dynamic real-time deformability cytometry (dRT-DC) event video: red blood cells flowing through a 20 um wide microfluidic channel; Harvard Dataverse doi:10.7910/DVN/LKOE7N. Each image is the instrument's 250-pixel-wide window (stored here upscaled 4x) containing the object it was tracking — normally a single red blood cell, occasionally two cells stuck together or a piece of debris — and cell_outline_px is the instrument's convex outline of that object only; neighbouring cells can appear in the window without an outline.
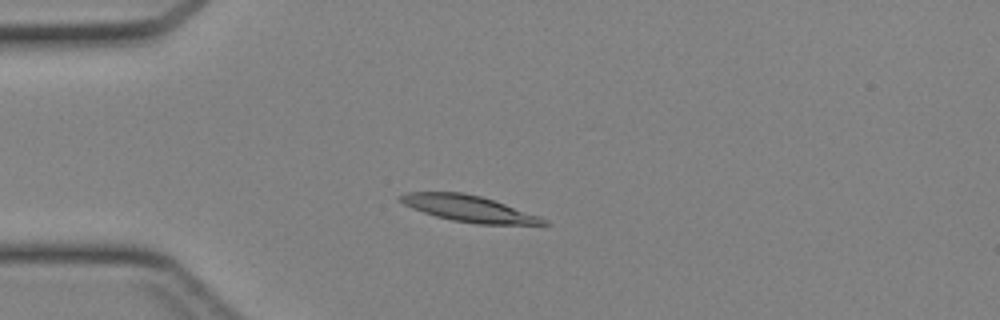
{"species": "Egyptian fruit bat (a non-hibernating species)", "species_latin": "Rousettus aegyptiacus", "temperature_condition": "cold", "stored_images_in_passage": 35, "camera_frame_rate_fps": 3000, "um_per_image_px": 0.085, "animal": {"sex": "female"}, "frame": {"image": 1, "passage_image": 10, "time_ms": 3.0, "image_size_px": [1000, 320], "cell_outline_px": [[552, 224], [476, 224], [452, 220], [436, 216], [412, 208], [396, 200], [400, 196], [408, 192], [464, 192], [480, 196], [540, 216], [548, 220]], "centroid_in_image_um": [39.84, 17.73], "position_along_channel_um": 45.2, "area_um2": 21.68}}
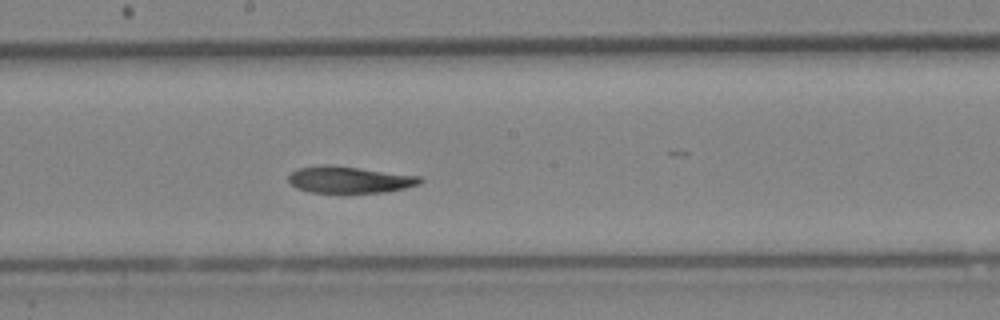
{"frame": {"image": 2, "passage_image": 23, "time_ms": 7.333, "image_size_px": [1000, 320], "cell_outline_px": [[424, 180], [420, 184], [388, 192], [308, 192], [296, 188], [288, 180], [288, 176], [296, 168], [360, 168], [420, 176]], "centroid_in_image_um": [29.78, 15.32], "position_along_channel_um": 218.4, "area_um2": 19.48}}
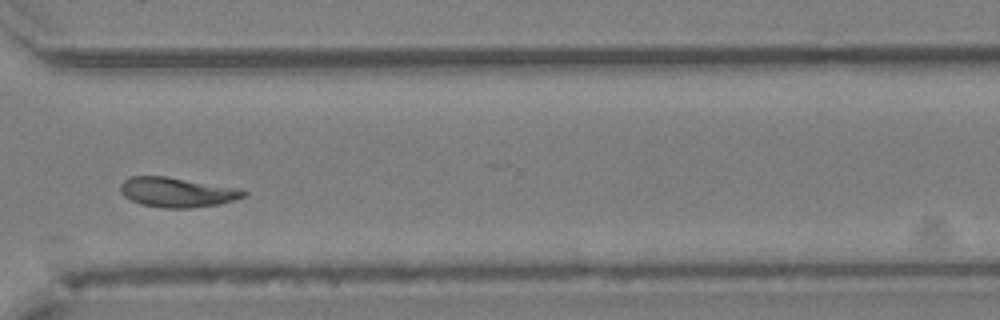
{"frame": {"image": 3, "passage_image": 32, "time_ms": 10.333, "image_size_px": [1000, 320], "cell_outline_px": [[248, 192], [244, 196], [220, 204], [188, 208], [164, 208], [140, 204], [124, 196], [120, 192], [120, 184], [128, 176], [164, 176], [236, 188]], "centroid_in_image_um": [14.98, 16.34], "position_along_channel_um": 355.6, "area_um2": 21.1}}